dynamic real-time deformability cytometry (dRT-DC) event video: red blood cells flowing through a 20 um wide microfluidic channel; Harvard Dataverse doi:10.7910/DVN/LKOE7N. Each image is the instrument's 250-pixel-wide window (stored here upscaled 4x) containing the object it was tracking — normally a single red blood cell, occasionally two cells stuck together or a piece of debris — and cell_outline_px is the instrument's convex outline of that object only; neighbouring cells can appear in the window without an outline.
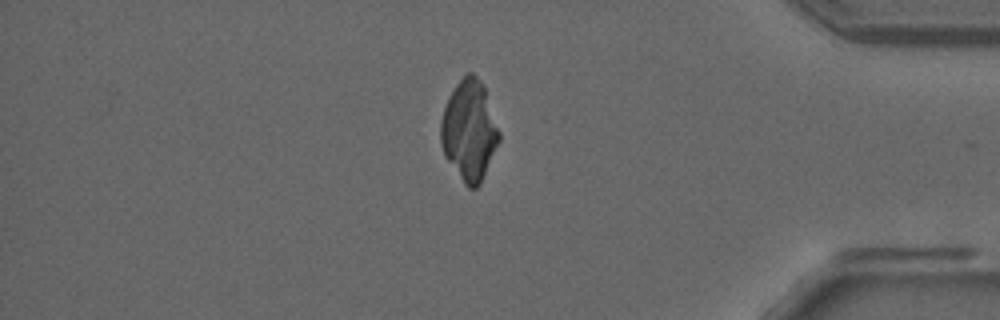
{"species": "common noctule bat (a hibernating species)", "species_latin": "Nyctalus noctula", "temperature_condition": "room temperature", "stored_images_in_passage": 53, "camera_frame_rate_fps": 3000, "um_per_image_px": 0.085, "animal": {"sex": "male", "forearm_length_mm": 52.5}, "frame": {"image": 1, "passage_image": 45, "time_ms": 14.667, "image_size_px": [1000, 320], "cell_outline_px": [[500, 140], [480, 184], [476, 188], [468, 188], [464, 184], [444, 156], [440, 144], [440, 120], [448, 96], [456, 84], [468, 72], [472, 72], [480, 80], [484, 88], [500, 132]], "centroid_in_image_um": [39.86, 11.11], "position_along_channel_um": 395.3, "area_um2": 34.1}}
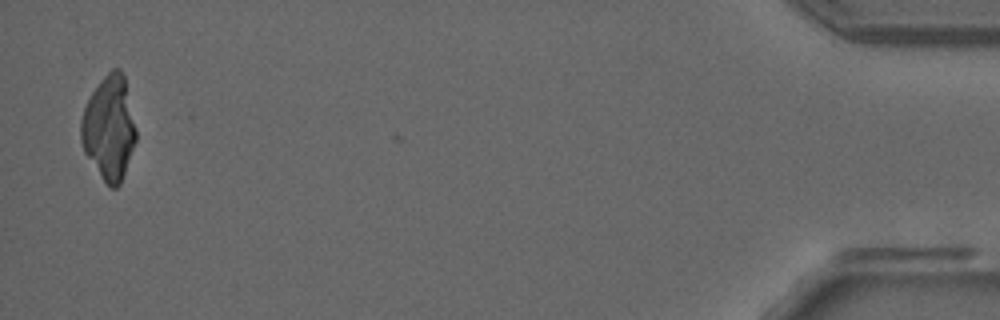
{"frame": {"image": 2, "passage_image": 52, "time_ms": 17.0, "image_size_px": [1000, 320], "cell_outline_px": [[136, 140], [120, 184], [116, 188], [112, 188], [104, 180], [84, 152], [80, 140], [80, 120], [84, 108], [92, 92], [100, 80], [112, 68], [120, 68], [124, 76], [136, 128]], "centroid_in_image_um": [9.26, 10.85], "position_along_channel_um": 425.9, "area_um2": 33.06}}